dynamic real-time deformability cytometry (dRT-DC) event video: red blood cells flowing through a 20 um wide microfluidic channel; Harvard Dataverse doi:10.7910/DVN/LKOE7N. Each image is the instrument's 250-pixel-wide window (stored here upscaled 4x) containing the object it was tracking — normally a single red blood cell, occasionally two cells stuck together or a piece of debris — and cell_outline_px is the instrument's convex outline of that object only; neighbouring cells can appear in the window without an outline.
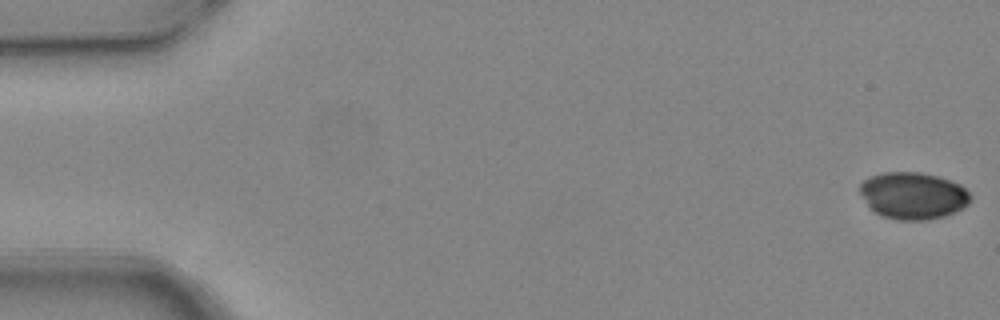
{"species": "common noctule bat (a hibernating species)", "species_latin": "Nyctalus noctula", "temperature_condition": "warm", "stored_images_in_passage": 4, "camera_frame_rate_fps": 3000, "um_per_image_px": 0.085, "animal": {"sex": "female", "body_mass_g": 24.6, "forearm_length_mm": 56.2}, "frame": {"image": 1, "passage_image": 1, "time_ms": 0.0, "image_size_px": [1000, 320], "cell_outline_px": [[972, 196], [968, 204], [944, 216], [928, 220], [896, 220], [880, 216], [868, 204], [860, 192], [860, 184], [868, 176], [884, 172], [920, 172], [936, 176], [960, 184]], "centroid_in_image_um": [77.59, 16.62], "position_along_channel_um": 7.4, "area_um2": 30.06}}
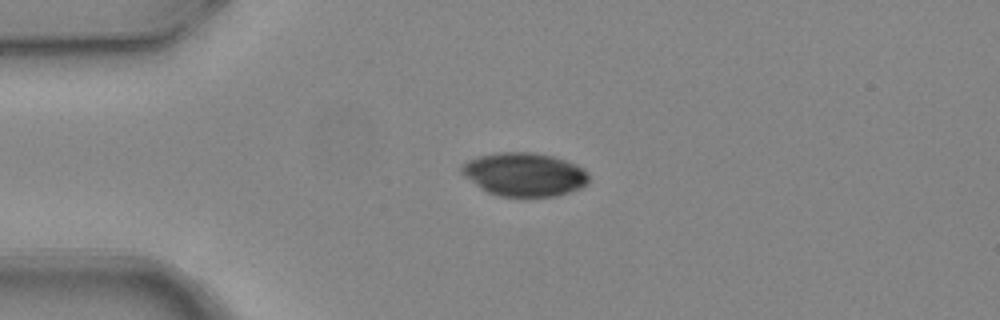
{"frame": {"image": 2, "passage_image": 4, "time_ms": 1.0, "image_size_px": [1000, 320], "cell_outline_px": [[588, 184], [580, 188], [556, 196], [500, 196], [488, 192], [480, 188], [464, 176], [460, 172], [460, 168], [468, 160], [480, 156], [496, 152], [532, 152], [552, 156], [576, 164], [584, 168], [588, 172]], "centroid_in_image_um": [44.57, 14.82], "position_along_channel_um": 40.4, "area_um2": 32.19}}